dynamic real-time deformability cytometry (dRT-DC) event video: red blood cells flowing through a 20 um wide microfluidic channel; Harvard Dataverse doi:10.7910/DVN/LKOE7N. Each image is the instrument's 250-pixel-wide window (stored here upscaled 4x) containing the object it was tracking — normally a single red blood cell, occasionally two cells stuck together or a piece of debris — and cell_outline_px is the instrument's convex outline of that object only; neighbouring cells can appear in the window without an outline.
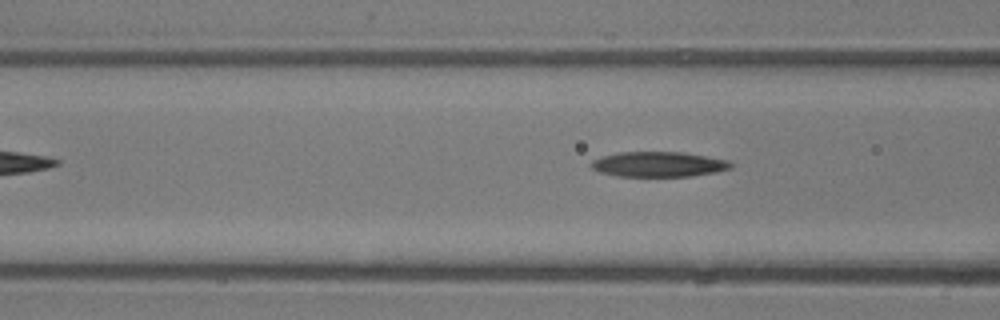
{"species": "common noctule bat (a hibernating species)", "species_latin": "Nyctalus noctula", "temperature_condition": "room temperature", "stored_images_in_passage": 5, "camera_frame_rate_fps": 3000, "um_per_image_px": 0.085, "animal": {"sex": "male", "body_mass_g": 13.3}, "frame": {"image": 1, "passage_image": 5, "time_ms": 4.667, "image_size_px": [1000, 320], "cell_outline_px": [[732, 168], [716, 172], [688, 176], [616, 176], [600, 172], [592, 168], [588, 164], [592, 160], [600, 156], [620, 152], [684, 152], [728, 160], [732, 164]], "centroid_in_image_um": [55.94, 13.96], "position_along_channel_um": 110.7, "area_um2": 20.52}}